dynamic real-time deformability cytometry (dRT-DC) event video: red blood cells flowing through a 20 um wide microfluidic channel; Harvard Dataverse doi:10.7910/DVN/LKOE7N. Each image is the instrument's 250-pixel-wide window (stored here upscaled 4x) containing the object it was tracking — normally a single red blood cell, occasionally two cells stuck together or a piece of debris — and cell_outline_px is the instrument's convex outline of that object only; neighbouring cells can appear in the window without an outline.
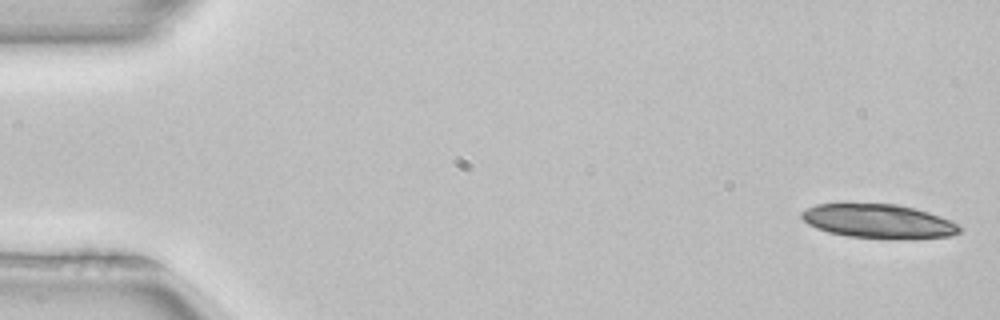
{"species": "common noctule bat (a hibernating species)", "species_latin": "Nyctalus noctula", "temperature_condition": "room temperature", "stored_images_in_passage": 8, "camera_frame_rate_fps": 3000, "um_per_image_px": 0.085, "animal": {"sex": "female", "body_mass_g": 22.7, "forearm_length_mm": 54.2}, "frame": {"image": 1, "passage_image": 1, "time_ms": 0.0, "image_size_px": [1000, 320], "cell_outline_px": [[964, 228], [960, 232], [948, 236], [848, 236], [828, 232], [816, 228], [808, 224], [800, 216], [800, 212], [816, 204], [896, 204], [928, 212], [940, 216]], "centroid_in_image_um": [74.59, 18.76], "position_along_channel_um": 10.4, "area_um2": 29.88}}